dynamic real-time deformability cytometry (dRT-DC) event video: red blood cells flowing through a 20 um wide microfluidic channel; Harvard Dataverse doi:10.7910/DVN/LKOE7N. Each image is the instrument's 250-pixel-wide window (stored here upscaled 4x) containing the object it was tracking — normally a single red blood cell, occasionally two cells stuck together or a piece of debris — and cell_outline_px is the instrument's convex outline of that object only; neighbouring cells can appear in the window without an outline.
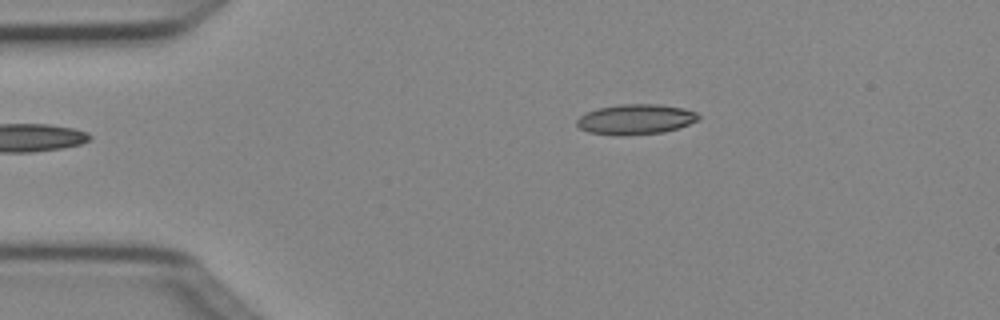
{"species": "Egyptian fruit bat (a non-hibernating species)", "species_latin": "Rousettus aegyptiacus", "temperature_condition": "cold", "stored_images_in_passage": 4, "camera_frame_rate_fps": 3000, "um_per_image_px": 0.085, "animal": {"sex": "female"}, "frame": {"image": 1, "passage_image": 1, "time_ms": 0.0, "image_size_px": [1000, 320], "cell_outline_px": [[700, 120], [664, 132], [624, 136], [616, 136], [588, 132], [580, 128], [576, 124], [576, 120], [580, 116], [596, 108], [620, 104], [660, 104], [684, 108], [696, 112], [700, 116]], "centroid_in_image_um": [54.02, 10.14], "position_along_channel_um": 31.0, "area_um2": 21.62}}
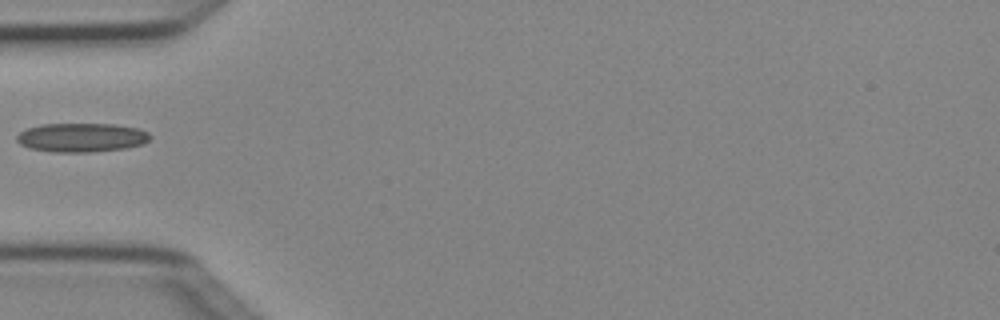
{"frame": {"image": 2, "passage_image": 3, "time_ms": 0.667, "image_size_px": [1000, 320], "cell_outline_px": [[152, 136], [144, 144], [124, 148], [92, 152], [52, 152], [28, 148], [20, 144], [16, 140], [16, 136], [20, 132], [28, 128], [40, 124], [116, 124], [136, 128], [148, 132]], "centroid_in_image_um": [6.92, 11.69], "position_along_channel_um": 78.1, "area_um2": 22.6}}
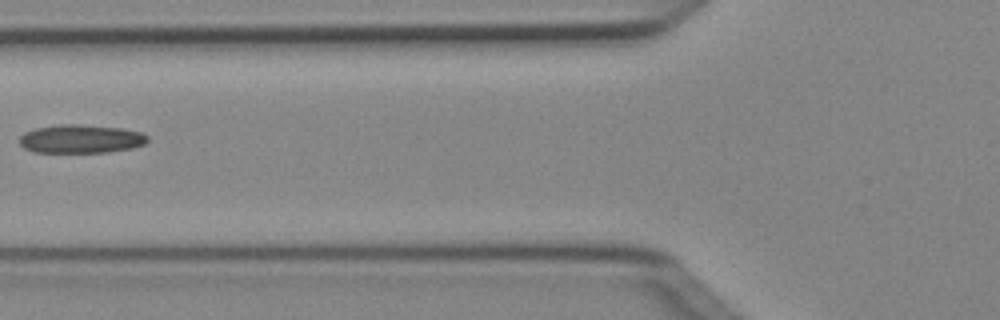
{"frame": {"image": 3, "passage_image": 4, "time_ms": 1.0, "image_size_px": [1000, 320], "cell_outline_px": [[148, 140], [144, 144], [132, 148], [108, 152], [36, 152], [24, 148], [20, 144], [20, 136], [24, 132], [36, 128], [56, 124], [80, 124], [124, 128], [140, 132], [148, 136]], "centroid_in_image_um": [6.88, 11.79], "position_along_channel_um": 118.9, "area_um2": 21.39}}